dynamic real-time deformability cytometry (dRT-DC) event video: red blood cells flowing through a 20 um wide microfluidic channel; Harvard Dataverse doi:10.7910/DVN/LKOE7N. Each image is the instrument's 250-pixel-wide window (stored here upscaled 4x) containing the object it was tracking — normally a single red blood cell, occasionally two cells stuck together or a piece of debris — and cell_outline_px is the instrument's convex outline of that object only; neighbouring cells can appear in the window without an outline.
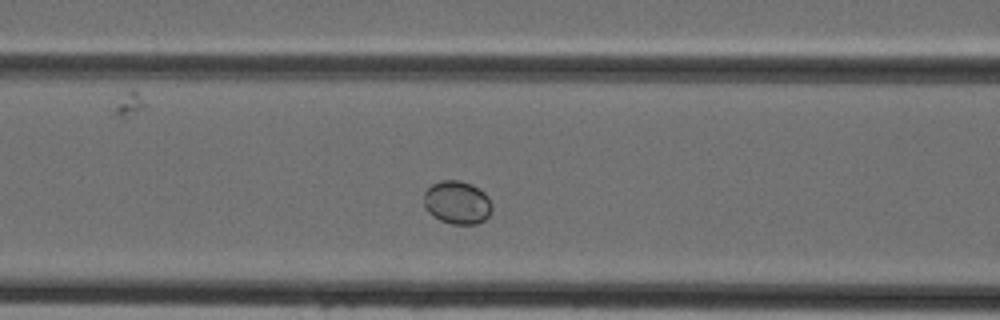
{"species": "Egyptian fruit bat (a non-hibernating species)", "species_latin": "Rousettus aegyptiacus", "temperature_condition": "cold", "stored_images_in_passage": 37, "camera_frame_rate_fps": 3000, "um_per_image_px": 0.085, "animal": {"sex": "female"}, "frame": {"image": 1, "passage_image": 10, "time_ms": 3.0, "image_size_px": [1000, 320], "cell_outline_px": [[492, 212], [484, 220], [476, 224], [452, 224], [440, 220], [432, 216], [424, 208], [424, 192], [432, 184], [440, 180], [460, 180], [472, 184], [484, 192], [488, 196], [492, 204]], "centroid_in_image_um": [38.86, 17.21], "position_along_channel_um": 127.7, "area_um2": 17.4}}
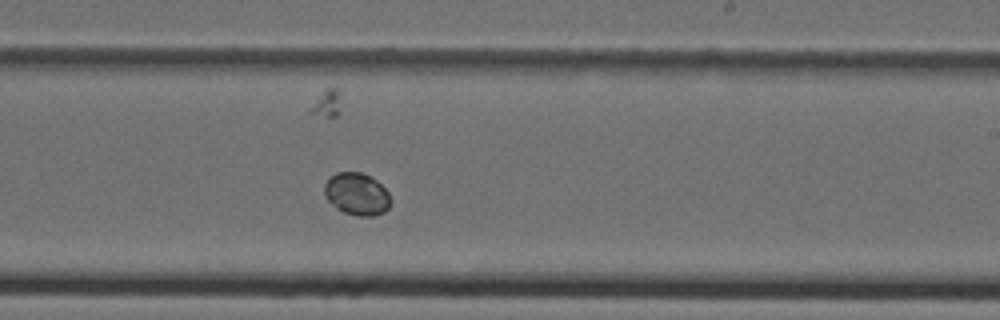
{"frame": {"image": 2, "passage_image": 19, "time_ms": 6.0, "image_size_px": [1000, 320], "cell_outline_px": [[392, 200], [388, 208], [384, 212], [372, 216], [356, 216], [344, 212], [336, 208], [328, 200], [324, 192], [324, 184], [336, 172], [360, 172], [376, 180], [388, 192]], "centroid_in_image_um": [30.34, 16.5], "position_along_channel_um": 258.7, "area_um2": 16.24}}
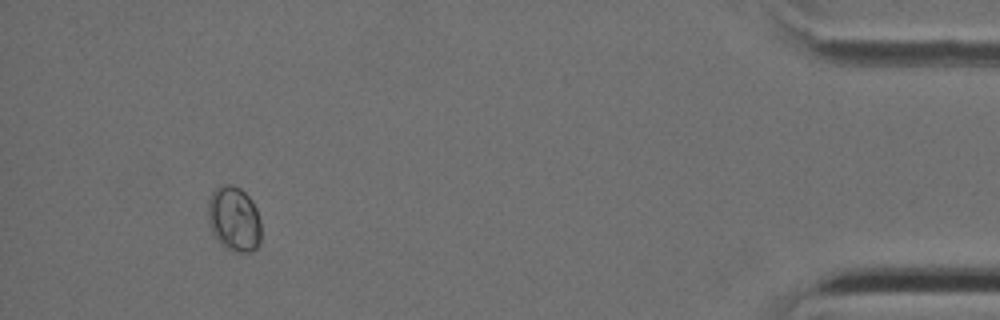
{"frame": {"image": 3, "passage_image": 34, "time_ms": 11.0, "image_size_px": [1000, 320], "cell_outline_px": [[260, 244], [252, 252], [232, 252], [224, 248], [216, 240], [208, 224], [208, 200], [212, 192], [216, 188], [224, 184], [232, 184], [240, 188], [252, 200], [256, 208], [260, 220]], "centroid_in_image_um": [19.88, 18.64], "position_along_channel_um": 415.3, "area_um2": 20.52}}